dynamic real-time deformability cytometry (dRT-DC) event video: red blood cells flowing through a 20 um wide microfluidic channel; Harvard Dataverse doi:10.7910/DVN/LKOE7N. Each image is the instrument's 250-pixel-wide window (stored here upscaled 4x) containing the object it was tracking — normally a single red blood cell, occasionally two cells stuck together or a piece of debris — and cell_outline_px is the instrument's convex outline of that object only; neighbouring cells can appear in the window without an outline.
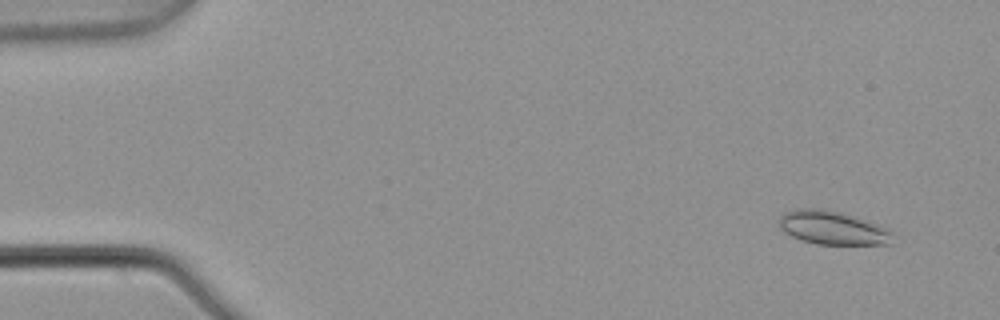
{"species": "common noctule bat (a hibernating species)", "species_latin": "Nyctalus noctula", "temperature_condition": "warm", "stored_images_in_passage": 4, "camera_frame_rate_fps": 3000, "um_per_image_px": 0.085, "animal": {"sex": "male", "body_mass_g": 21.5, "forearm_length_mm": 52.0}, "frame": {"image": 1, "passage_image": 1, "time_ms": 0.0, "image_size_px": [1000, 320], "cell_outline_px": [[892, 244], [816, 244], [800, 240], [784, 232], [780, 228], [780, 216], [784, 212], [800, 208], [824, 208], [840, 212], [888, 228]], "centroid_in_image_um": [70.71, 19.36], "position_along_channel_um": 14.3, "area_um2": 21.96}}
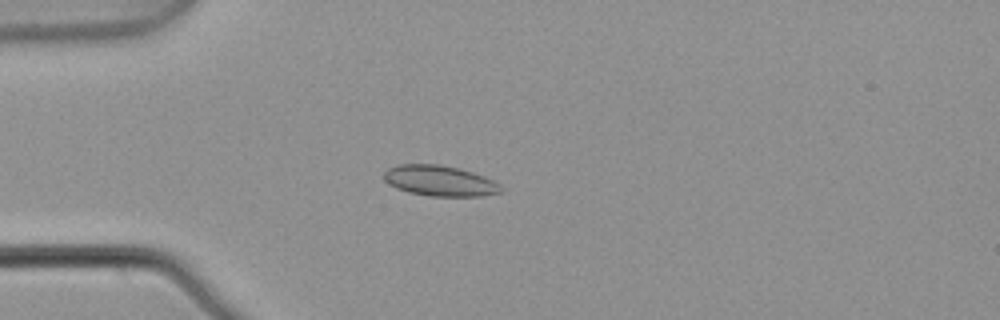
{"frame": {"image": 2, "passage_image": 4, "time_ms": 1.0, "image_size_px": [1000, 320], "cell_outline_px": [[504, 192], [480, 196], [428, 196], [408, 192], [396, 188], [388, 184], [384, 180], [384, 172], [388, 168], [400, 164], [440, 164], [472, 172], [484, 176], [500, 184], [504, 188]], "centroid_in_image_um": [37.39, 15.37], "position_along_channel_um": 47.6, "area_um2": 20.98}}